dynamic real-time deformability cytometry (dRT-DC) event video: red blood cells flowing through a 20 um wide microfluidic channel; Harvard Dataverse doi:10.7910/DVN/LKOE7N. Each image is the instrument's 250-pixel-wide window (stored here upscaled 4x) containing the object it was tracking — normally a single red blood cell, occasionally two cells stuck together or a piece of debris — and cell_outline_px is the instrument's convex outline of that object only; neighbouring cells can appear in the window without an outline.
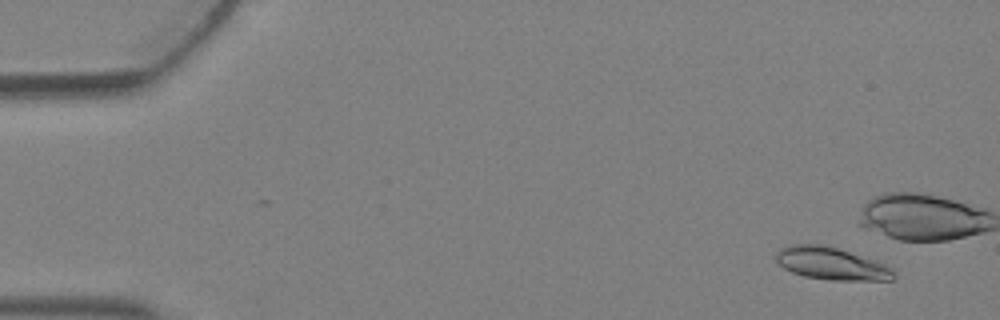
{"species": "Egyptian fruit bat (a non-hibernating species)", "species_latin": "Rousettus aegyptiacus", "temperature_condition": "warm", "stored_images_in_passage": 6, "camera_frame_rate_fps": 3000, "um_per_image_px": 0.085, "animal": {"sex": "female"}, "frame": {"image": 1, "passage_image": 2, "time_ms": 0.333, "image_size_px": [1000, 320], "cell_outline_px": [[896, 276], [892, 280], [832, 280], [804, 276], [792, 272], [776, 264], [776, 252], [780, 248], [788, 244], [824, 244], [884, 264], [892, 268], [896, 272]], "centroid_in_image_um": [70.62, 22.4], "position_along_channel_um": 14.4, "area_um2": 22.2}}